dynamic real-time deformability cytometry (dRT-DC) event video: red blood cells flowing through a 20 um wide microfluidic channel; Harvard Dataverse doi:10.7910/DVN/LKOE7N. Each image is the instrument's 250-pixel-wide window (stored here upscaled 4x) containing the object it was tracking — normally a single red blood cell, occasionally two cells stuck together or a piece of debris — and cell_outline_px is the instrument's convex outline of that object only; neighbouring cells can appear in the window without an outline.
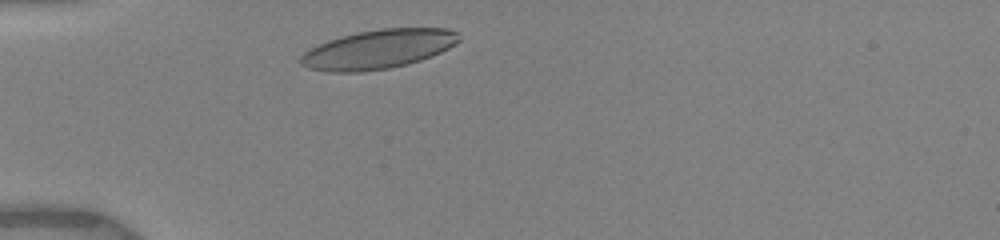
{"species": "human", "species_latin": "Homo sapiens", "temperature_condition": "warm", "stored_images_in_passage": 13, "camera_frame_rate_fps": 3000, "um_per_image_px": 0.085, "donor": {"sex": "female"}, "frame": {"image": 1, "passage_image": 3, "time_ms": 0.667, "image_size_px": [1000, 240], "cell_outline_px": [[460, 40], [456, 44], [432, 56], [408, 64], [388, 68], [360, 72], [328, 72], [308, 68], [300, 64], [300, 56], [304, 52], [328, 40], [360, 32], [380, 28], [448, 28], [456, 32]], "centroid_in_image_um": [32.15, 4.19], "position_along_channel_um": 52.8, "area_um2": 35.84}}
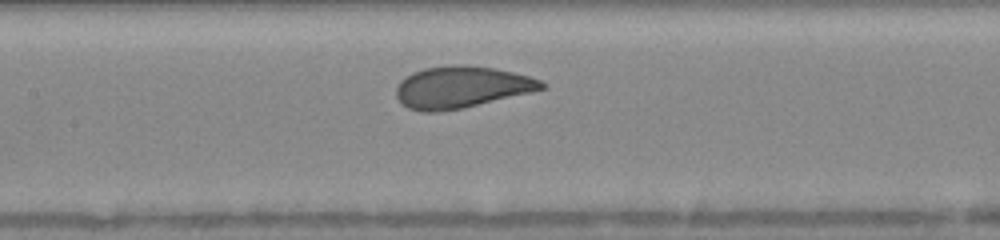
{"frame": {"image": 2, "passage_image": 11, "time_ms": 4.0, "image_size_px": [1000, 240], "cell_outline_px": [[548, 84], [544, 88], [464, 108], [440, 112], [424, 112], [408, 108], [400, 104], [396, 96], [396, 88], [400, 80], [412, 72], [424, 68], [452, 64], [468, 64], [492, 68], [512, 72], [528, 76], [540, 80]], "centroid_in_image_um": [39.15, 7.4], "position_along_channel_um": 168.3, "area_um2": 35.43}}
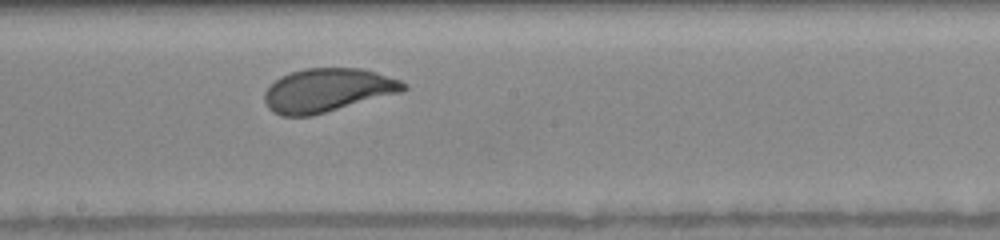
{"frame": {"image": 3, "passage_image": 13, "time_ms": 5.333, "image_size_px": [1000, 240], "cell_outline_px": [[408, 88], [404, 92], [312, 116], [280, 116], [272, 112], [268, 108], [264, 100], [264, 92], [276, 80], [292, 72], [304, 68], [360, 68], [376, 72], [400, 80], [408, 84]], "centroid_in_image_um": [27.88, 7.68], "position_along_channel_um": 220.3, "area_um2": 35.49}}